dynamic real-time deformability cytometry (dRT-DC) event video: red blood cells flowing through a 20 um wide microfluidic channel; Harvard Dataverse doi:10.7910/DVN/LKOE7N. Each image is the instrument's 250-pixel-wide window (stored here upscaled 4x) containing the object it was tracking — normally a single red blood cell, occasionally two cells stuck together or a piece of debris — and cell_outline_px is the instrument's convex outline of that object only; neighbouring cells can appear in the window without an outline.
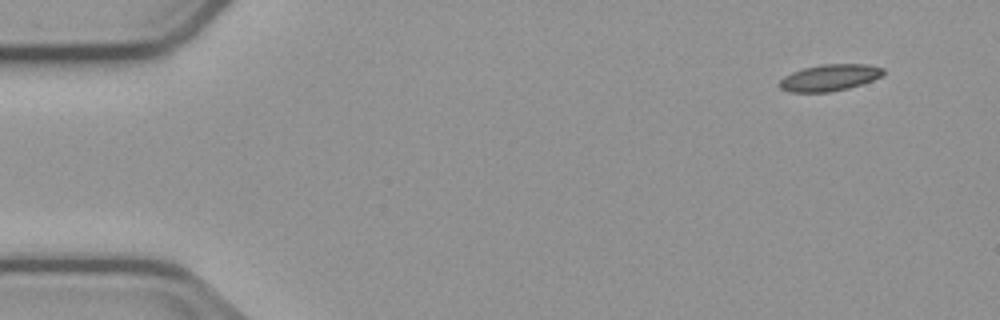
{"species": "common noctule bat (a hibernating species)", "species_latin": "Nyctalus noctula", "temperature_condition": "cold", "stored_images_in_passage": 6, "camera_frame_rate_fps": 3000, "um_per_image_px": 0.085, "animal": {"sex": "male", "body_mass_g": 23.1, "forearm_length_mm": 52.7}, "frame": {"image": 1, "passage_image": 1, "time_ms": 0.0, "image_size_px": [1000, 320], "cell_outline_px": [[884, 72], [880, 76], [872, 80], [848, 88], [828, 92], [788, 92], [780, 88], [776, 84], [784, 76], [792, 72], [804, 68], [820, 64], [868, 64], [884, 68]], "centroid_in_image_um": [70.46, 6.6], "position_along_channel_um": 14.5, "area_um2": 16.07}}
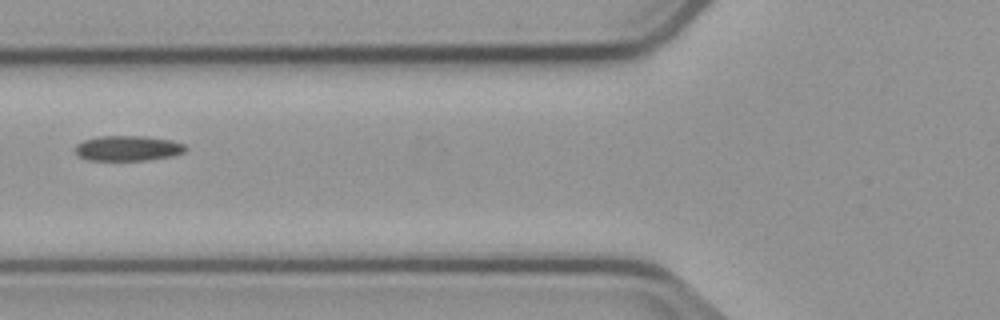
{"frame": {"image": 2, "passage_image": 6, "time_ms": 5.667, "image_size_px": [1000, 320], "cell_outline_px": [[188, 148], [184, 152], [172, 156], [148, 160], [88, 160], [80, 156], [76, 152], [76, 144], [84, 140], [100, 136], [144, 136], [172, 140], [184, 144]], "centroid_in_image_um": [10.9, 12.6], "position_along_channel_um": 114.9, "area_um2": 16.18}}